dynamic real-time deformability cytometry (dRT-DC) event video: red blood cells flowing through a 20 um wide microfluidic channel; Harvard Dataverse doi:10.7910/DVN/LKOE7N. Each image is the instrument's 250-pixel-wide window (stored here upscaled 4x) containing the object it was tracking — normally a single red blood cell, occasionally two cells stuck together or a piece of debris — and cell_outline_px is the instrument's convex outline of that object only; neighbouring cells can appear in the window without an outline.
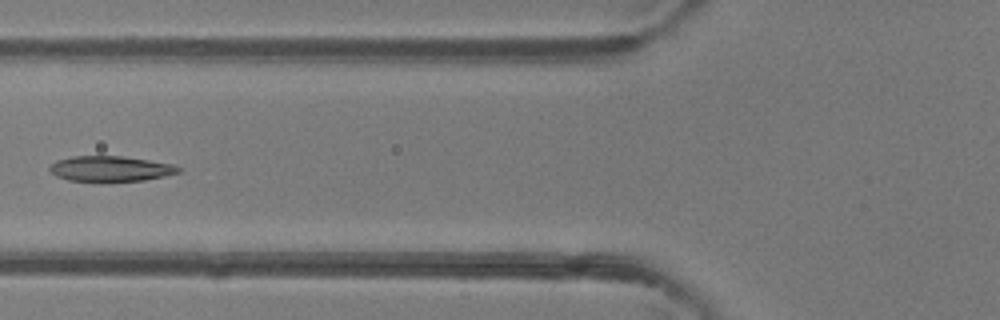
{"species": "common noctule bat (a hibernating species)", "species_latin": "Nyctalus noctula", "temperature_condition": "room temperature", "stored_images_in_passage": 6, "camera_frame_rate_fps": 3000, "um_per_image_px": 0.085, "animal": {"sex": "female"}, "frame": {"image": 1, "passage_image": 5, "time_ms": 4.667, "image_size_px": [1000, 320], "cell_outline_px": [[180, 172], [164, 176], [144, 180], [100, 184], [68, 180], [56, 176], [48, 168], [56, 160], [72, 156], [120, 156], [148, 160], [172, 164], [180, 168]], "centroid_in_image_um": [9.34, 14.38], "position_along_channel_um": 116.5, "area_um2": 19.65}}
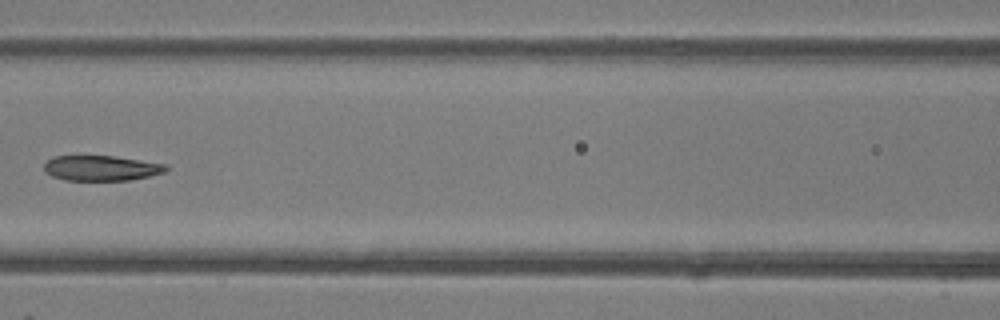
{"frame": {"image": 2, "passage_image": 6, "time_ms": 5.667, "image_size_px": [1000, 320], "cell_outline_px": [[168, 168], [164, 172], [148, 176], [128, 180], [64, 180], [52, 176], [44, 172], [44, 164], [48, 160], [56, 156], [112, 156], [168, 164]], "centroid_in_image_um": [8.59, 14.29], "position_along_channel_um": 158.0, "area_um2": 17.8}}